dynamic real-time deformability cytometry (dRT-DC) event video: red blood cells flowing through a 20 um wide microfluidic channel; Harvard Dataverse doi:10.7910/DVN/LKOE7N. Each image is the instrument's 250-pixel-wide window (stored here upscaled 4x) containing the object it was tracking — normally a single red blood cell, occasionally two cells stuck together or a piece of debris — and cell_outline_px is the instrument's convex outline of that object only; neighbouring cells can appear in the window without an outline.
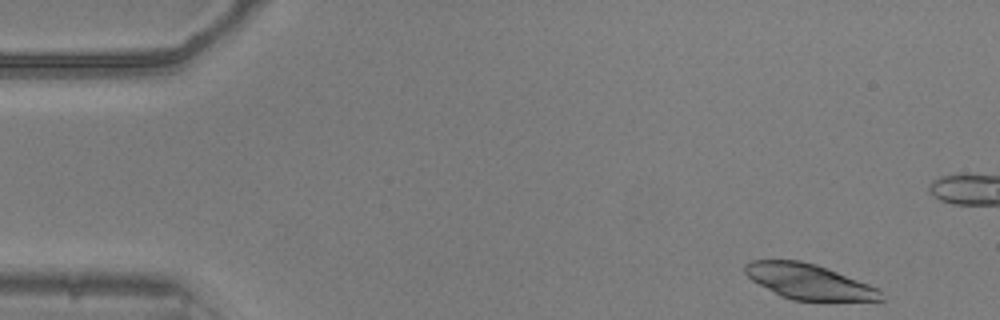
{"species": "common noctule bat (a hibernating species)", "species_latin": "Nyctalus noctula", "temperature_condition": "warm", "stored_images_in_passage": 14, "camera_frame_rate_fps": 3000, "um_per_image_px": 0.085, "animal": {"sex": "male", "body_mass_g": 20.5, "forearm_length_mm": 52.5}, "frame": {"image": 1, "passage_image": 1, "time_ms": 0.0, "image_size_px": [1000, 320], "cell_outline_px": [[884, 300], [824, 304], [792, 300], [780, 296], [752, 280], [744, 272], [744, 264], [752, 260], [800, 260], [816, 264], [868, 284], [884, 292]], "centroid_in_image_um": [68.82, 24.01], "position_along_channel_um": 16.2, "area_um2": 28.96}}